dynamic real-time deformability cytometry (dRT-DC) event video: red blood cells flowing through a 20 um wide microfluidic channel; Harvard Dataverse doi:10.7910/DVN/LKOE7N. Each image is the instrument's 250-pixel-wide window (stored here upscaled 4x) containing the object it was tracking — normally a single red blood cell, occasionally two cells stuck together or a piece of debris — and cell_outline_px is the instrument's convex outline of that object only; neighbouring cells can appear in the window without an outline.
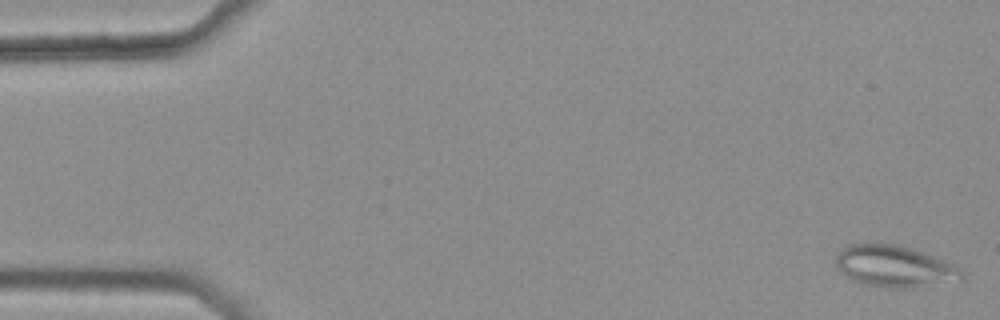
{"species": "common noctule bat (a hibernating species)", "species_latin": "Nyctalus noctula", "temperature_condition": "warm", "stored_images_in_passage": 44, "camera_frame_rate_fps": 3000, "um_per_image_px": 0.085, "animal": {"sex": "female", "body_mass_g": 25.1}, "frame": {"image": 1, "passage_image": 1, "time_ms": 0.0, "image_size_px": [1000, 320], "cell_outline_px": [[964, 280], [912, 288], [892, 288], [868, 284], [852, 280], [836, 264], [836, 256], [848, 244], [896, 244], [912, 248], [924, 252], [956, 264], [964, 272]], "centroid_in_image_um": [76.14, 22.64], "position_along_channel_um": 8.9, "area_um2": 30.4}}
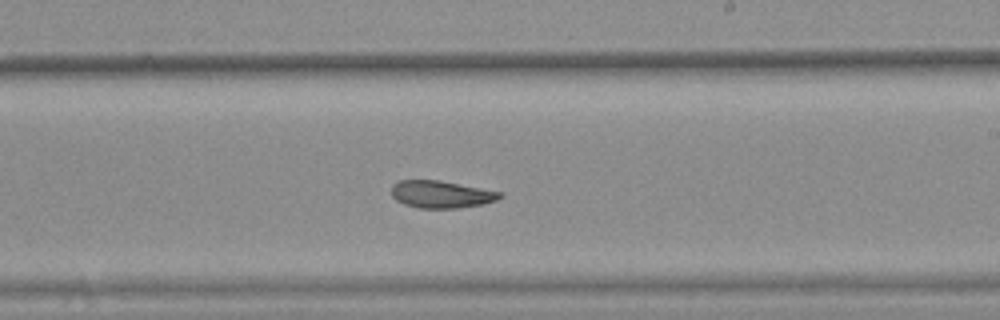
{"frame": {"image": 2, "passage_image": 31, "time_ms": 10.0, "image_size_px": [1000, 320], "cell_outline_px": [[504, 196], [496, 200], [484, 204], [456, 208], [420, 208], [404, 204], [396, 200], [392, 196], [392, 184], [400, 180], [440, 180], [504, 192]], "centroid_in_image_um": [37.53, 16.51], "position_along_channel_um": 251.5, "area_um2": 17.4}}
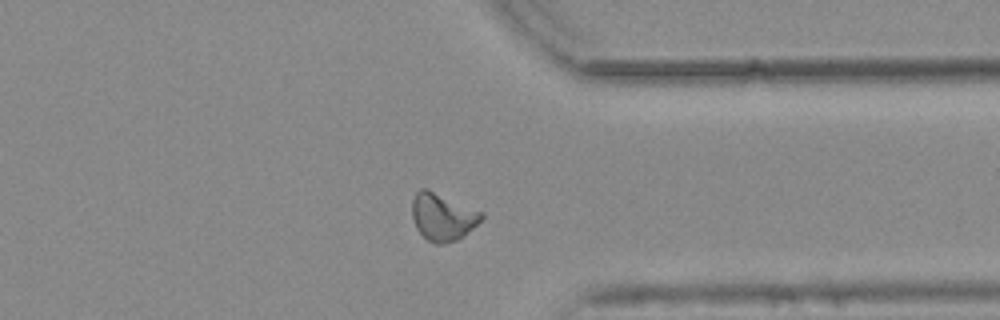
{"frame": {"image": 3, "passage_image": 41, "time_ms": 13.333, "image_size_px": [1000, 320], "cell_outline_px": [[484, 216], [472, 228], [456, 240], [440, 244], [436, 244], [428, 240], [416, 228], [412, 216], [412, 200], [416, 192], [420, 188], [428, 188], [484, 212]], "centroid_in_image_um": [37.61, 18.39], "position_along_channel_um": 373.8, "area_um2": 19.07}, "authors_computed_cell_mechanics": {"area_um2": 19.0162, "velocity_mm_per_s": 3.7763, "shape_relaxation_time_tau1_ms": null, "shape_relaxation_time_tau2_ms": 6.6823, "deformation_change_tau1": null, "deformation_change_tau2": 0.1258}}